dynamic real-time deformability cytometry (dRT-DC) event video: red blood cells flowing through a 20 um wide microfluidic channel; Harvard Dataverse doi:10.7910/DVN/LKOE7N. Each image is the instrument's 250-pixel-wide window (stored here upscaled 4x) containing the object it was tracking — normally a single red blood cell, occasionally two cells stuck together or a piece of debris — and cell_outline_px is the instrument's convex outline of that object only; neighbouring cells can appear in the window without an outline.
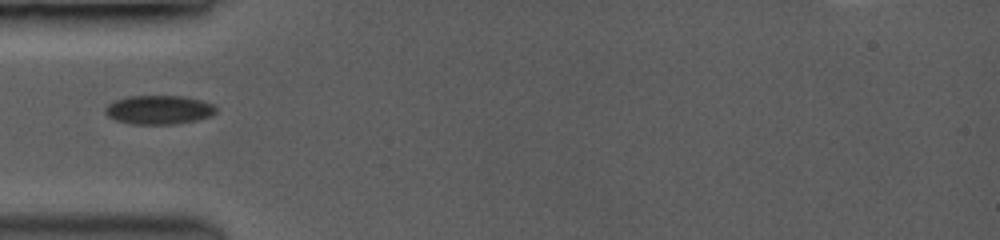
{"species": "common noctule bat (a hibernating species)", "species_latin": "Nyctalus noctula", "temperature_condition": "room temperature", "stored_images_in_passage": 5, "camera_frame_rate_fps": 3500, "um_per_image_px": 0.085, "animal": {"sex": "female", "body_mass_g": 19.0, "forearm_length_mm": 53.3}, "frame": {"image": 1, "passage_image": 1, "time_ms": 0.0, "image_size_px": [1000, 240], "cell_outline_px": [[216, 112], [212, 116], [196, 120], [172, 124], [132, 124], [116, 120], [108, 116], [104, 112], [108, 104], [116, 100], [128, 96], [180, 96], [200, 100], [212, 104], [216, 108]], "centroid_in_image_um": [13.5, 9.34], "position_along_channel_um": 71.5, "area_um2": 18.5}}
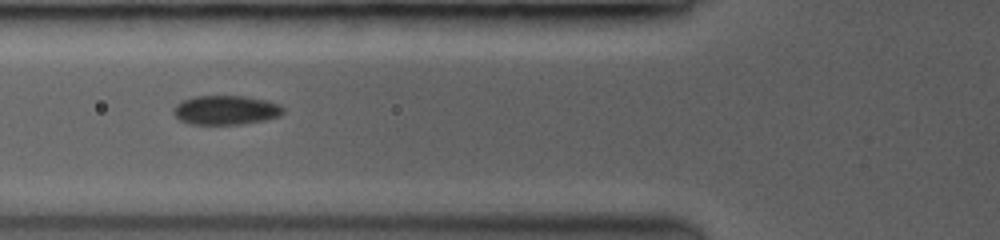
{"frame": {"image": 2, "passage_image": 3, "time_ms": 0.857, "image_size_px": [1000, 240], "cell_outline_px": [[284, 112], [280, 116], [264, 120], [240, 124], [192, 124], [180, 120], [176, 116], [176, 104], [184, 100], [196, 96], [240, 96], [264, 100], [276, 104], [284, 108]], "centroid_in_image_um": [19.22, 9.36], "position_along_channel_um": 106.6, "area_um2": 18.21}}
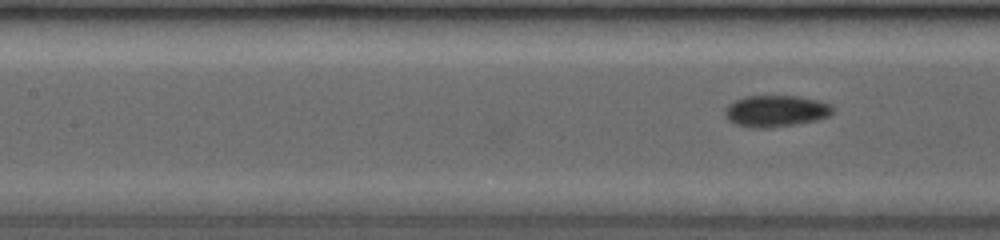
{"frame": {"image": 3, "passage_image": 5, "time_ms": 1.714, "image_size_px": [1000, 240], "cell_outline_px": [[832, 112], [828, 116], [816, 120], [796, 124], [772, 128], [748, 128], [736, 124], [728, 120], [728, 108], [736, 100], [748, 96], [796, 96], [828, 104], [832, 108]], "centroid_in_image_um": [65.95, 9.46], "position_along_channel_um": 141.5, "area_um2": 19.19}}